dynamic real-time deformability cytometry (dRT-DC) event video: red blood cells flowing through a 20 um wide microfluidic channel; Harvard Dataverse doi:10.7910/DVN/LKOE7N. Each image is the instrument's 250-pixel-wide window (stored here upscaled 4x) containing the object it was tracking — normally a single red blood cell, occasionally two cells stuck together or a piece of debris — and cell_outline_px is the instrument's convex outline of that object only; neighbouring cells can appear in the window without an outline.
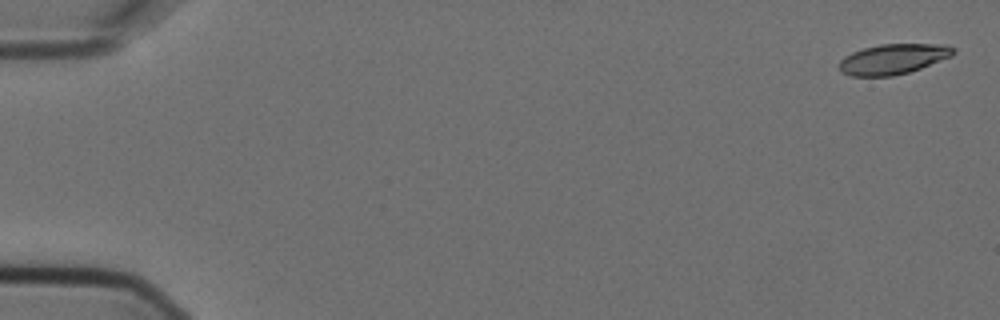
{"species": "Egyptian fruit bat (a non-hibernating species)", "species_latin": "Rousettus aegyptiacus", "temperature_condition": "cold", "stored_images_in_passage": 6, "camera_frame_rate_fps": 3000, "um_per_image_px": 0.085, "animal": {"sex": "female"}, "frame": {"image": 1, "passage_image": 1, "time_ms": 0.0, "image_size_px": [1000, 320], "cell_outline_px": [[956, 52], [952, 56], [920, 68], [908, 72], [892, 76], [852, 76], [844, 72], [840, 68], [840, 60], [844, 56], [852, 52], [864, 48], [880, 44], [948, 44], [956, 48]], "centroid_in_image_um": [75.96, 5.0], "position_along_channel_um": 9.0, "area_um2": 20.06}}
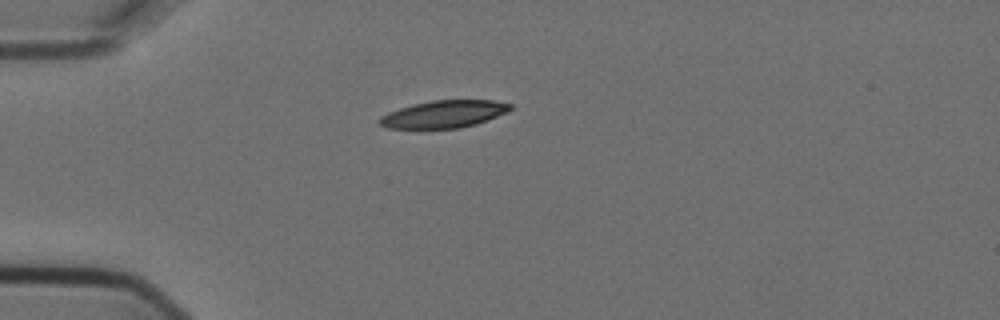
{"frame": {"image": 2, "passage_image": 4, "time_ms": 1.0, "image_size_px": [1000, 320], "cell_outline_px": [[512, 108], [508, 112], [476, 124], [460, 128], [388, 128], [380, 124], [380, 116], [388, 112], [412, 104], [432, 100], [492, 100], [512, 104]], "centroid_in_image_um": [37.76, 9.69], "position_along_channel_um": 47.2, "area_um2": 20.75}}
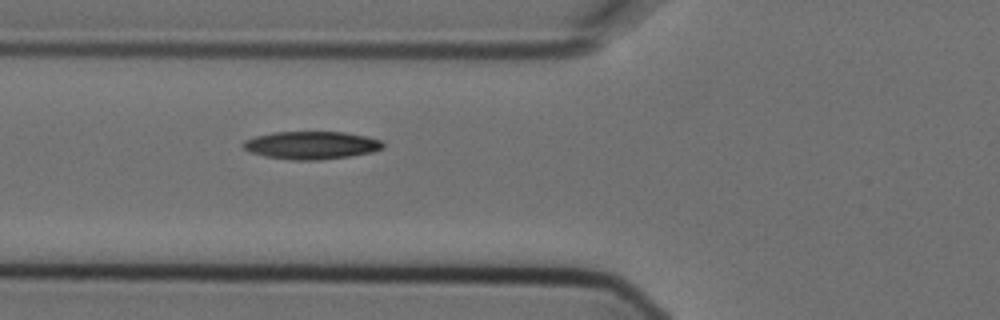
{"frame": {"image": 3, "passage_image": 6, "time_ms": 1.667, "image_size_px": [1000, 320], "cell_outline_px": [[384, 148], [372, 152], [352, 156], [320, 160], [292, 160], [264, 156], [252, 152], [244, 148], [240, 144], [244, 140], [256, 136], [276, 132], [344, 132], [364, 136], [380, 140], [384, 144]], "centroid_in_image_um": [26.47, 12.35], "position_along_channel_um": 99.3, "area_um2": 22.66}}